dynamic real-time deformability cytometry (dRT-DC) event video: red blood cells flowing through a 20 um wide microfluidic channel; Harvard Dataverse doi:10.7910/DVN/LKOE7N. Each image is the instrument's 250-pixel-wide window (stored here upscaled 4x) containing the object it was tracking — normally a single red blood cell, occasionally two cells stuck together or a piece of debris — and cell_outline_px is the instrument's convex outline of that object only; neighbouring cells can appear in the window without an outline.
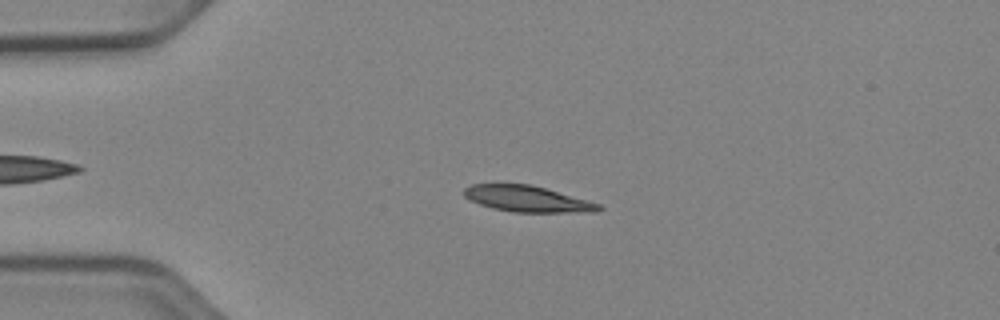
{"species": "Egyptian fruit bat (a non-hibernating species)", "species_latin": "Rousettus aegyptiacus", "temperature_condition": "cold", "stored_images_in_passage": 51, "camera_frame_rate_fps": 3000, "um_per_image_px": 0.085, "animal": {"sex": "female"}, "frame": {"image": 1, "passage_image": 12, "time_ms": 3.667, "image_size_px": [1000, 320], "cell_outline_px": [[604, 208], [596, 212], [512, 212], [492, 208], [480, 204], [464, 196], [464, 188], [472, 184], [532, 184], [588, 200], [600, 204]], "centroid_in_image_um": [44.85, 16.9], "position_along_channel_um": 40.1, "area_um2": 20.46}}
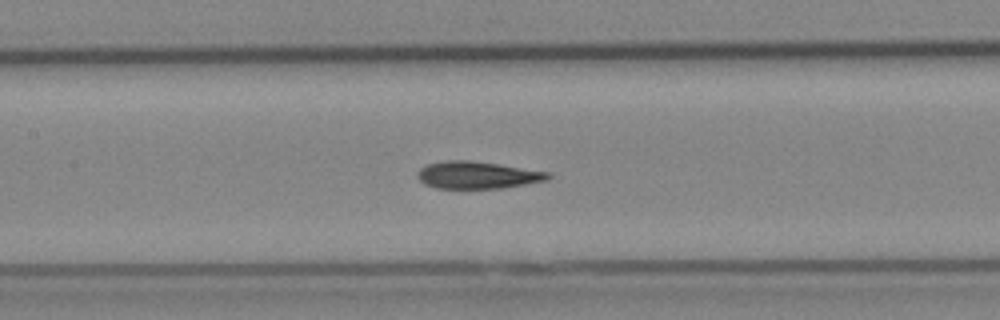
{"frame": {"image": 2, "passage_image": 24, "time_ms": 7.667, "image_size_px": [1000, 320], "cell_outline_px": [[552, 176], [548, 180], [500, 188], [436, 188], [424, 184], [416, 176], [420, 168], [428, 164], [448, 160], [468, 160], [496, 164], [548, 172]], "centroid_in_image_um": [40.54, 14.88], "position_along_channel_um": 166.9, "area_um2": 20.4}}
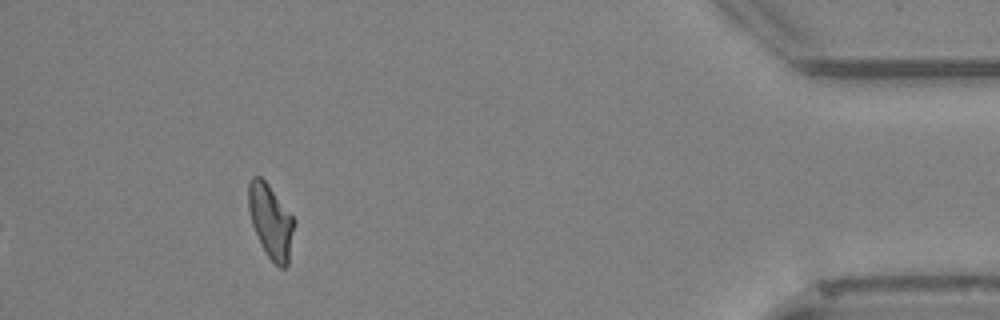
{"frame": {"image": 3, "passage_image": 47, "time_ms": 15.333, "image_size_px": [1000, 320], "cell_outline_px": [[296, 224], [288, 264], [284, 268], [280, 268], [268, 256], [252, 224], [248, 208], [248, 180], [252, 176], [260, 176], [268, 184], [296, 220]], "centroid_in_image_um": [23.03, 18.78], "position_along_channel_um": 412.2, "area_um2": 19.65}, "authors_computed_cell_mechanics": {"area_um2": 20.4612, "velocity_mm_per_s": 3.9498, "shape_relaxation_time_tau1_ms": 4.821, "shape_relaxation_time_tau2_ms": 2.926, "deformation_change_tau1": 0.1693, "deformation_change_tau2": 0.0819}}